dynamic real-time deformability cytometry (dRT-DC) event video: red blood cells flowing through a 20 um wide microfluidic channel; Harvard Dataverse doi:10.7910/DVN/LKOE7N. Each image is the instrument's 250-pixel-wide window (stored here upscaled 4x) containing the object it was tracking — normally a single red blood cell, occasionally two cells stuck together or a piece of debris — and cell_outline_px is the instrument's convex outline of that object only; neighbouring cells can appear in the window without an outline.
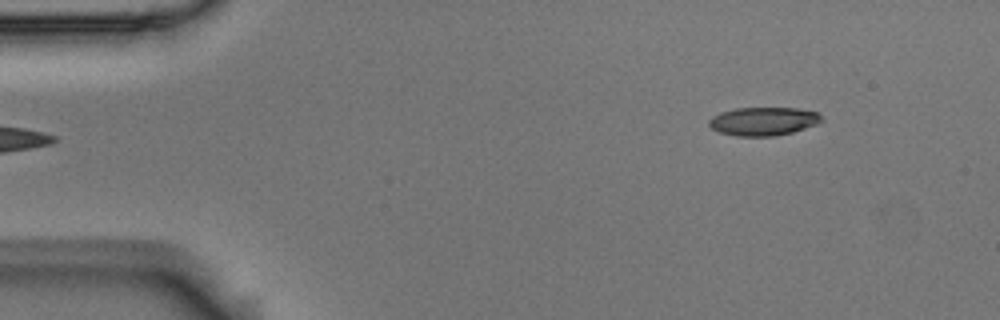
{"species": "Egyptian fruit bat (a non-hibernating species)", "species_latin": "Rousettus aegyptiacus", "temperature_condition": "room temperature", "stored_images_in_passage": 5, "segment_of_instrument_passage": [2, 2], "camera_frame_rate_fps": 3000, "um_per_image_px": 0.085, "animal": {"sex": "male"}, "frame": {"image": 1, "passage_image": 5, "time_ms": 1.333, "image_size_px": [1000, 320], "cell_outline_px": [[824, 120], [816, 124], [792, 132], [776, 136], [736, 136], [720, 132], [712, 128], [708, 124], [708, 120], [712, 116], [720, 112], [736, 108], [800, 108], [816, 112]], "centroid_in_image_um": [64.87, 10.3], "position_along_channel_um": 20.1, "area_um2": 18.61}}